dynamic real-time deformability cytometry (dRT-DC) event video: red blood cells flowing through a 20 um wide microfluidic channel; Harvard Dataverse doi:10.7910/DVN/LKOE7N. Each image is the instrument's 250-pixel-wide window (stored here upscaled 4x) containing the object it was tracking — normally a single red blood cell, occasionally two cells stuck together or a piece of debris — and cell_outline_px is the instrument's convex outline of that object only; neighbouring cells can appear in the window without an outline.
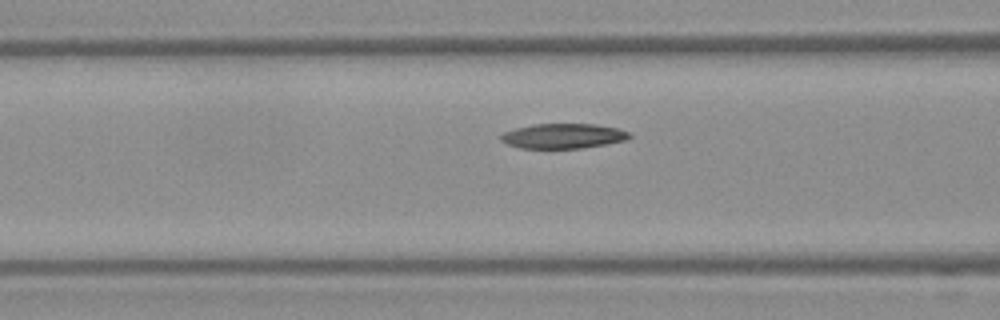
{"species": "Egyptian fruit bat (a non-hibernating species)", "species_latin": "Rousettus aegyptiacus", "temperature_condition": "warm", "stored_images_in_passage": 29, "camera_frame_rate_fps": 3000, "um_per_image_px": 0.085, "frame": {"image": 1, "passage_image": 13, "time_ms": 4.0, "image_size_px": [1000, 320], "cell_outline_px": [[632, 136], [628, 140], [584, 148], [520, 148], [508, 144], [500, 140], [500, 136], [504, 132], [516, 128], [532, 124], [596, 124], [616, 128], [628, 132]], "centroid_in_image_um": [47.88, 11.56], "position_along_channel_um": 118.7, "area_um2": 18.67}}
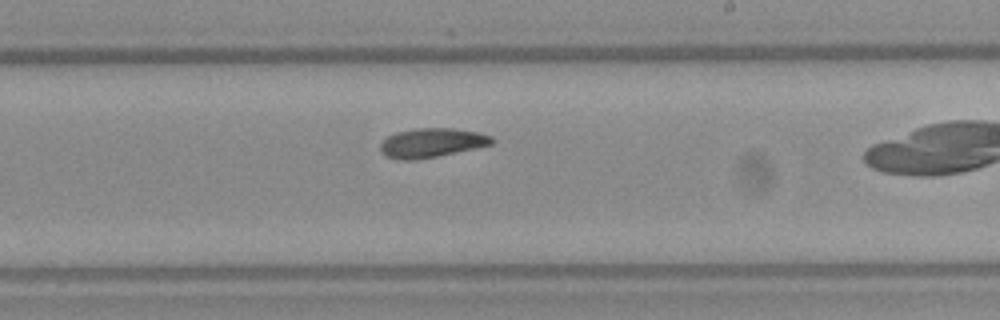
{"frame": {"image": 2, "passage_image": 21, "time_ms": 6.667, "image_size_px": [1000, 320], "cell_outline_px": [[496, 140], [492, 144], [476, 148], [436, 156], [412, 160], [400, 160], [388, 156], [380, 152], [380, 144], [388, 136], [396, 132], [416, 128], [452, 128], [476, 132], [492, 136]], "centroid_in_image_um": [36.7, 12.13], "position_along_channel_um": 252.3, "area_um2": 18.84}}